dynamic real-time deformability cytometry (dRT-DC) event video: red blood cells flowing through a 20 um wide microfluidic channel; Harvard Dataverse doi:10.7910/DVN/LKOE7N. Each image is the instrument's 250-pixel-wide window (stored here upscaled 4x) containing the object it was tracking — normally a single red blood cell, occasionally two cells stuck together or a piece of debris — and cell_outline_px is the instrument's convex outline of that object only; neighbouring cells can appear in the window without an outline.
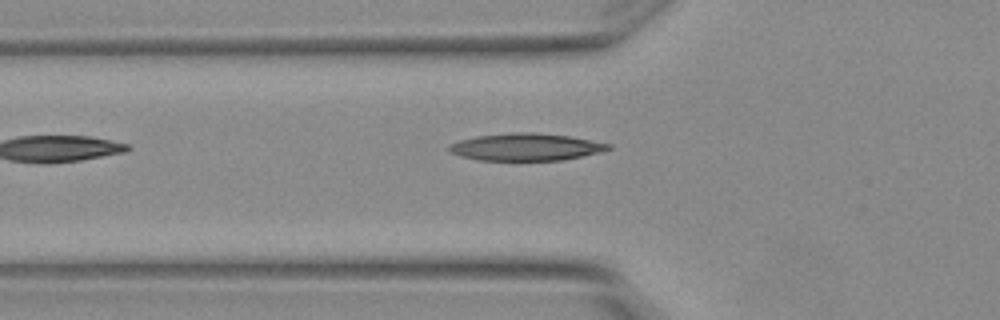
{"species": "Egyptian fruit bat (a non-hibernating species)", "species_latin": "Rousettus aegyptiacus", "temperature_condition": "warm", "stored_images_in_passage": 2, "camera_frame_rate_fps": 3000, "um_per_image_px": 0.085, "animal": {"sex": "female"}, "frame": {"image": 1, "passage_image": 2, "time_ms": 0.333, "image_size_px": [1000, 320], "cell_outline_px": [[612, 148], [600, 152], [560, 160], [476, 160], [460, 156], [452, 152], [448, 148], [448, 144], [460, 140], [476, 136], [512, 132], [536, 132], [568, 136], [612, 144]], "centroid_in_image_um": [44.68, 12.48], "position_along_channel_um": 81.1, "area_um2": 25.2}}